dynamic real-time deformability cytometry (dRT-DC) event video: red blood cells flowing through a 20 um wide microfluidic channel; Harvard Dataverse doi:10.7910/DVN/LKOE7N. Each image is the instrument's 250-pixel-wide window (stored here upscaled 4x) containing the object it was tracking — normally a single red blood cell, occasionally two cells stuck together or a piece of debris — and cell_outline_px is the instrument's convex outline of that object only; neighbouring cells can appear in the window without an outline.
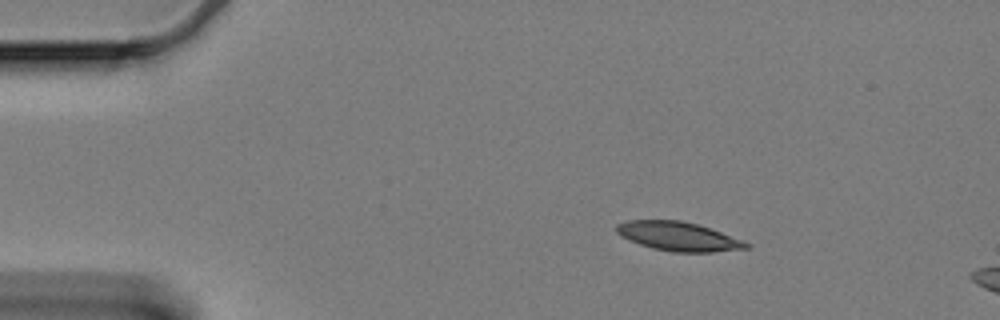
{"species": "Egyptian fruit bat (a non-hibernating species)", "species_latin": "Rousettus aegyptiacus", "temperature_condition": "cold", "stored_images_in_passage": 7, "camera_frame_rate_fps": 3000, "um_per_image_px": 0.085, "animal": {"sex": "female"}, "frame": {"image": 1, "passage_image": 1, "time_ms": 0.0, "image_size_px": [1000, 320], "cell_outline_px": [[752, 248], [712, 252], [672, 252], [652, 248], [628, 240], [620, 236], [616, 232], [616, 224], [628, 220], [680, 220], [696, 224], [744, 240], [752, 244]], "centroid_in_image_um": [57.67, 20.1], "position_along_channel_um": 27.3, "area_um2": 22.02}}